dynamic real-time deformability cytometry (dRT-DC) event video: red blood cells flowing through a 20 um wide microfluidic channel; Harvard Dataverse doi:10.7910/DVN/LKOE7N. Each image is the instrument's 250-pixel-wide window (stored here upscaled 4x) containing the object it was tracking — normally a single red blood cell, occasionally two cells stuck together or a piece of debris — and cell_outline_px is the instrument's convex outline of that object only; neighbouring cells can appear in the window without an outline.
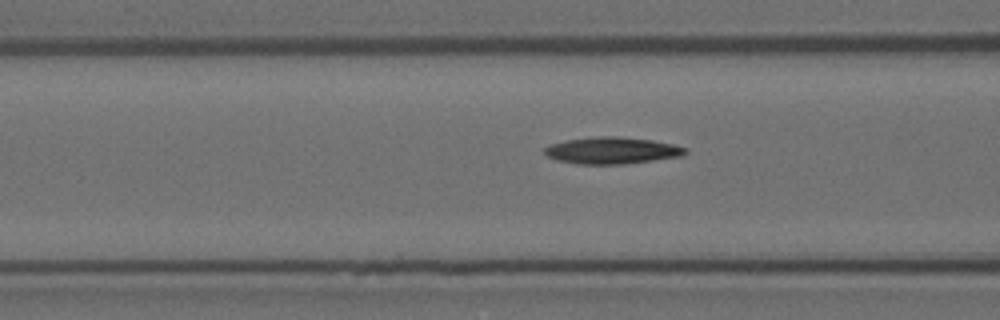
{"species": "Egyptian fruit bat (a non-hibernating species)", "species_latin": "Rousettus aegyptiacus", "temperature_condition": "room temperature", "stored_images_in_passage": 20, "camera_frame_rate_fps": 3000, "um_per_image_px": 0.085, "animal": {"sex": "female"}, "frame": {"image": 1, "passage_image": 18, "time_ms": 5.667, "image_size_px": [1000, 320], "cell_outline_px": [[688, 152], [684, 156], [624, 164], [576, 164], [556, 160], [548, 156], [544, 152], [544, 148], [552, 144], [564, 140], [600, 136], [616, 136], [652, 140], [672, 144], [688, 148]], "centroid_in_image_um": [52.04, 12.79], "position_along_channel_um": 114.6, "area_um2": 22.02}}